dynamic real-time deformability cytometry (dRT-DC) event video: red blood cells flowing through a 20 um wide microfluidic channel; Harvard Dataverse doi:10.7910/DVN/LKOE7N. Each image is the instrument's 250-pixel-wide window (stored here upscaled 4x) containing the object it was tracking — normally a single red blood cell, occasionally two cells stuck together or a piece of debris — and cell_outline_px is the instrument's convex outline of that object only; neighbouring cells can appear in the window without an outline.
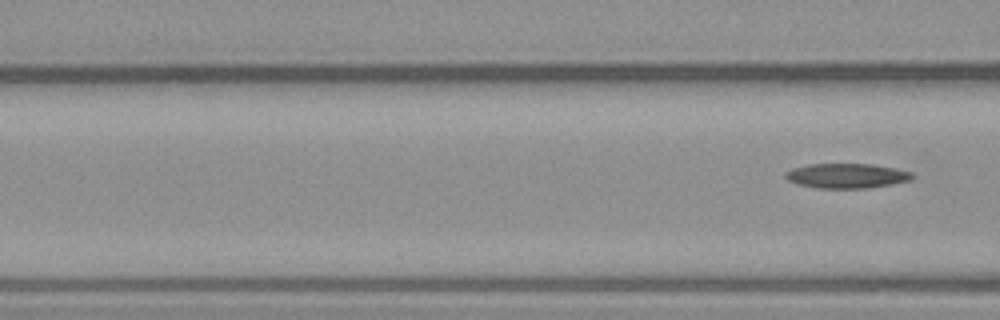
{"species": "common noctule bat (a hibernating species)", "species_latin": "Nyctalus noctula", "temperature_condition": "warm", "stored_images_in_passage": 5, "segment_of_instrument_passage": [2, 2], "camera_frame_rate_fps": 3000, "um_per_image_px": 0.085, "animal": {"sex": "male", "body_mass_g": 23.1, "forearm_length_mm": 52.7}, "frame": {"image": 1, "passage_image": 5, "time_ms": 5.333, "image_size_px": [1000, 320], "cell_outline_px": [[916, 176], [912, 180], [892, 184], [868, 188], [816, 188], [796, 184], [788, 180], [784, 176], [784, 172], [792, 168], [808, 164], [872, 164], [896, 168], [912, 172]], "centroid_in_image_um": [71.98, 14.94], "position_along_channel_um": 94.6, "area_um2": 18.55}}